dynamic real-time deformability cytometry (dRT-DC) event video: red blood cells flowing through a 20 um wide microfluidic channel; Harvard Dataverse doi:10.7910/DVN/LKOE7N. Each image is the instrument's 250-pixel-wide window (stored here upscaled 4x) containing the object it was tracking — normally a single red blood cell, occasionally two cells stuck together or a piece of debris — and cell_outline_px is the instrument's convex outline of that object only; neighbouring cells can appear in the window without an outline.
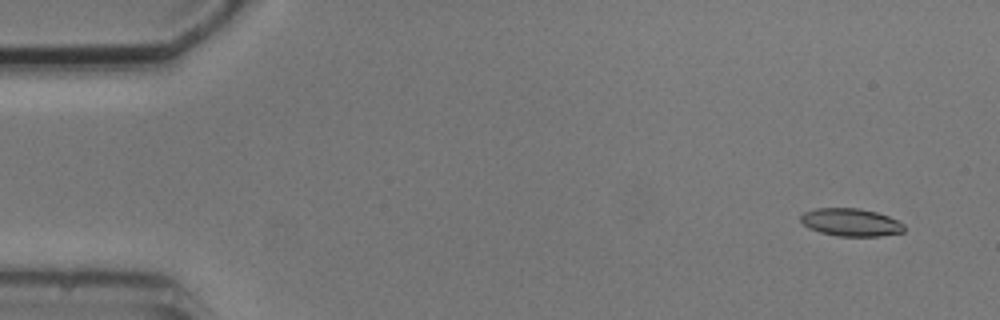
{"species": "common noctule bat (a hibernating species)", "species_latin": "Nyctalus noctula", "temperature_condition": "cold", "stored_images_in_passage": 5, "camera_frame_rate_fps": 3000, "um_per_image_px": 0.085, "animal": {"sex": "male", "body_mass_g": 20.5, "forearm_length_mm": 52.5}, "frame": {"image": 1, "passage_image": 1, "time_ms": 0.0, "image_size_px": [1000, 320], "cell_outline_px": [[904, 232], [880, 236], [836, 236], [820, 232], [808, 228], [800, 220], [800, 216], [804, 212], [816, 208], [860, 208], [876, 212], [888, 216], [904, 224]], "centroid_in_image_um": [72.31, 18.9], "position_along_channel_um": 12.7, "area_um2": 16.76}}
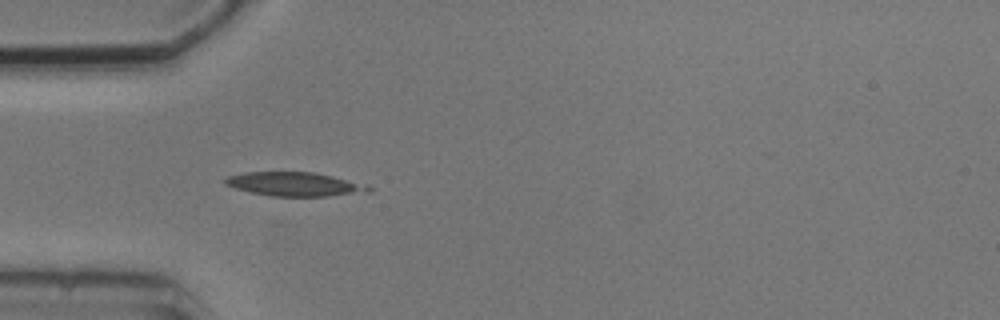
{"frame": {"image": 2, "passage_image": 4, "time_ms": 4.333, "image_size_px": [1000, 320], "cell_outline_px": [[372, 192], [328, 196], [272, 196], [252, 192], [236, 188], [224, 184], [224, 180], [228, 176], [244, 172], [312, 172], [332, 176], [368, 184], [372, 188]], "centroid_in_image_um": [25.1, 15.65], "position_along_channel_um": 59.9, "area_um2": 20.0}}
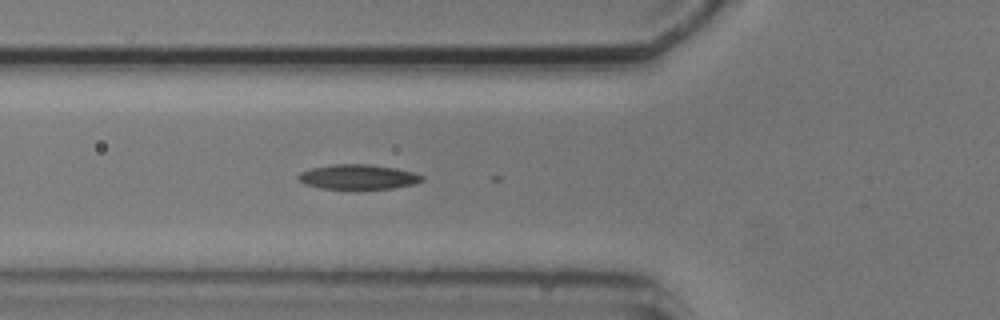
{"frame": {"image": 3, "passage_image": 5, "time_ms": 5.333, "image_size_px": [1000, 320], "cell_outline_px": [[424, 180], [416, 184], [392, 188], [320, 188], [304, 184], [296, 176], [300, 172], [312, 168], [332, 164], [368, 164], [396, 168], [412, 172], [424, 176]], "centroid_in_image_um": [30.45, 15.02], "position_along_channel_um": 95.4, "area_um2": 17.74}}